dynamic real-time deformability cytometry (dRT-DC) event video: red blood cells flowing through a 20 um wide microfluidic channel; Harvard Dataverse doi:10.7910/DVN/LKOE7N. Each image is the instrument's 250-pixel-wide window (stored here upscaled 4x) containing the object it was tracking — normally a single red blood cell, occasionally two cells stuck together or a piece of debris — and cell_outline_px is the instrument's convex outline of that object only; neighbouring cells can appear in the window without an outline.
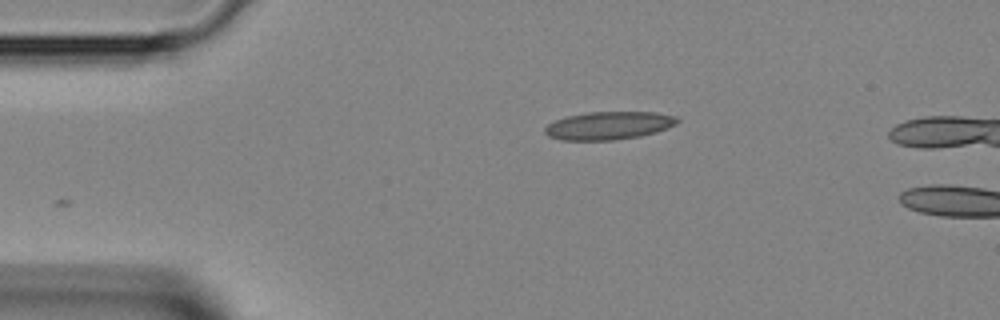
{"species": "Egyptian fruit bat (a non-hibernating species)", "species_latin": "Rousettus aegyptiacus", "temperature_condition": "room temperature", "stored_images_in_passage": 33, "camera_frame_rate_fps": 3000, "um_per_image_px": 0.085, "animal": {"sex": "female"}, "frame": {"image": 1, "passage_image": 1, "time_ms": 0.0, "image_size_px": [1000, 320], "cell_outline_px": [[680, 120], [676, 124], [668, 128], [656, 132], [640, 136], [616, 140], [560, 140], [548, 136], [544, 132], [544, 128], [548, 124], [556, 120], [568, 116], [588, 112], [656, 112], [676, 116]], "centroid_in_image_um": [51.76, 10.67], "position_along_channel_um": 33.2, "area_um2": 21.68}}
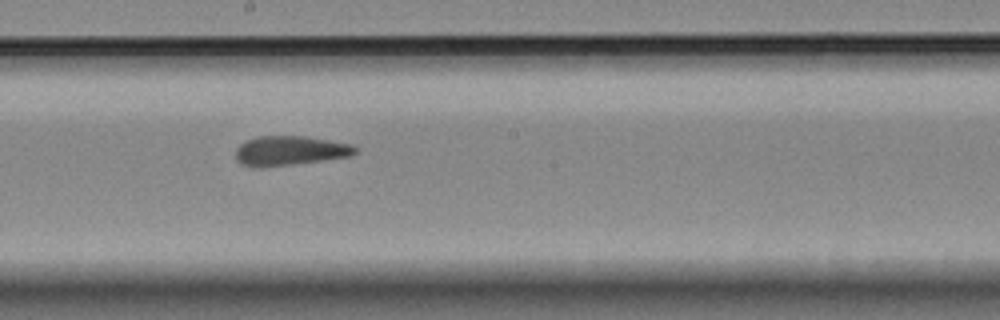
{"frame": {"image": 2, "passage_image": 16, "time_ms": 5.0, "image_size_px": [1000, 320], "cell_outline_px": [[356, 152], [352, 156], [292, 164], [260, 168], [252, 168], [240, 164], [236, 160], [236, 148], [244, 140], [256, 136], [304, 136], [352, 144], [356, 148]], "centroid_in_image_um": [24.57, 12.81], "position_along_channel_um": 223.6, "area_um2": 20.75}}
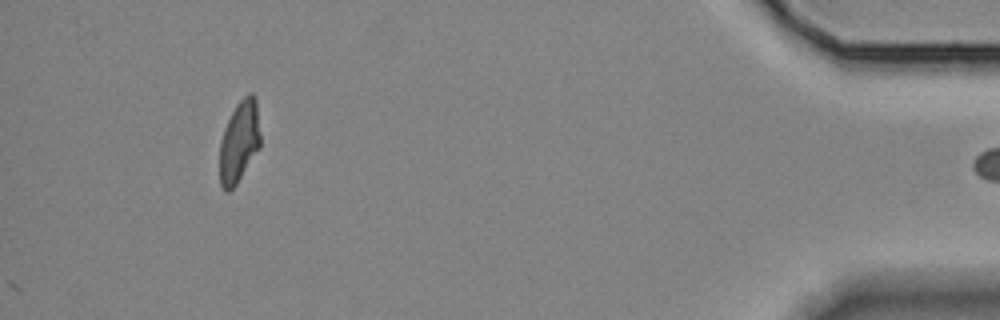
{"frame": {"image": 3, "passage_image": 33, "time_ms": 10.667, "image_size_px": [1000, 320], "cell_outline_px": [[260, 148], [236, 184], [228, 192], [224, 192], [220, 184], [220, 140], [224, 128], [236, 104], [248, 92], [252, 92], [256, 100], [260, 136]], "centroid_in_image_um": [20.33, 12.04], "position_along_channel_um": 414.9, "area_um2": 19.36}}